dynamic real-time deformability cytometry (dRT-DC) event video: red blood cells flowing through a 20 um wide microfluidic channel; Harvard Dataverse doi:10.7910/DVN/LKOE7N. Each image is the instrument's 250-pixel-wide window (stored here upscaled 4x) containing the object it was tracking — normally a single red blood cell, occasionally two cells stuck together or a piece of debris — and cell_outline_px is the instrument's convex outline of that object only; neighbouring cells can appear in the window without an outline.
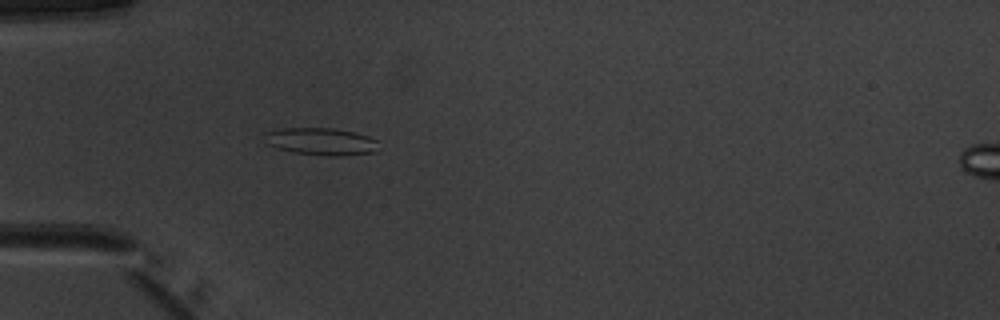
{"species": "common noctule bat (a hibernating species)", "species_latin": "Nyctalus noctula", "temperature_condition": "warm", "stored_images_in_passage": 32, "camera_frame_rate_fps": 3000, "um_per_image_px": 0.085, "animal": {"sex": "male", "body_mass_g": 20.1, "forearm_length_mm": 53.5}, "frame": {"image": 1, "passage_image": 4, "time_ms": 1.0, "image_size_px": [1000, 320], "cell_outline_px": [[380, 140], [376, 152], [344, 156], [324, 156], [292, 152], [276, 148], [264, 144], [264, 132], [280, 128], [336, 128], [368, 136]], "centroid_in_image_um": [27.27, 12.03], "position_along_channel_um": 57.7, "area_um2": 18.67}}
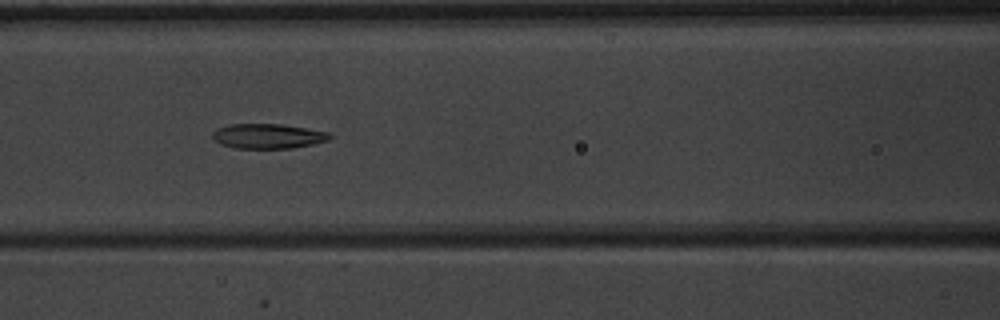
{"frame": {"image": 2, "passage_image": 11, "time_ms": 3.333, "image_size_px": [1000, 320], "cell_outline_px": [[332, 136], [328, 140], [312, 144], [292, 148], [236, 148], [220, 144], [212, 136], [212, 132], [216, 128], [228, 124], [280, 124], [328, 132]], "centroid_in_image_um": [22.73, 11.57], "position_along_channel_um": 143.9, "area_um2": 16.82}}
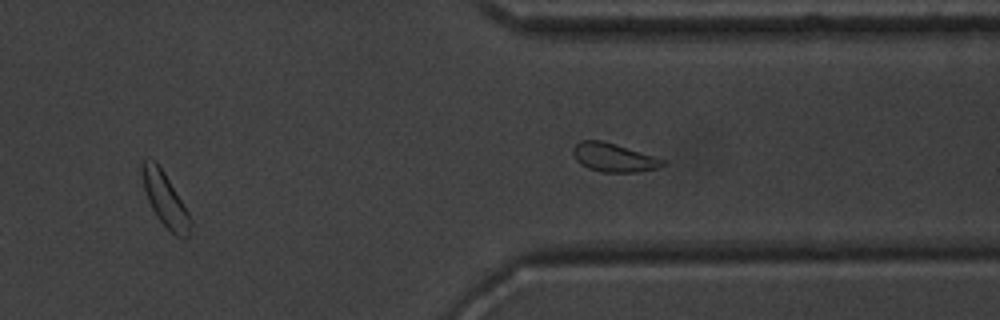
{"frame": {"image": 3, "passage_image": 24, "time_ms": 7.667, "image_size_px": [1000, 320], "cell_outline_px": [[192, 224], [188, 236], [176, 236], [156, 216], [148, 200], [144, 188], [140, 172], [140, 164], [148, 156], [156, 160], [164, 172], [188, 212], [192, 220]], "centroid_in_image_um": [13.99, 16.87], "position_along_channel_um": 397.4, "area_um2": 15.09}, "authors_computed_cell_mechanics": {"area_um2": 16.5597, "velocity_mm_per_s": 3.9581, "shape_relaxation_time_tau1_ms": 2.493, "shape_relaxation_time_tau2_ms": 1.7399, "deformation_change_tau1": 0.1513, "deformation_change_tau2": 0.0833}}